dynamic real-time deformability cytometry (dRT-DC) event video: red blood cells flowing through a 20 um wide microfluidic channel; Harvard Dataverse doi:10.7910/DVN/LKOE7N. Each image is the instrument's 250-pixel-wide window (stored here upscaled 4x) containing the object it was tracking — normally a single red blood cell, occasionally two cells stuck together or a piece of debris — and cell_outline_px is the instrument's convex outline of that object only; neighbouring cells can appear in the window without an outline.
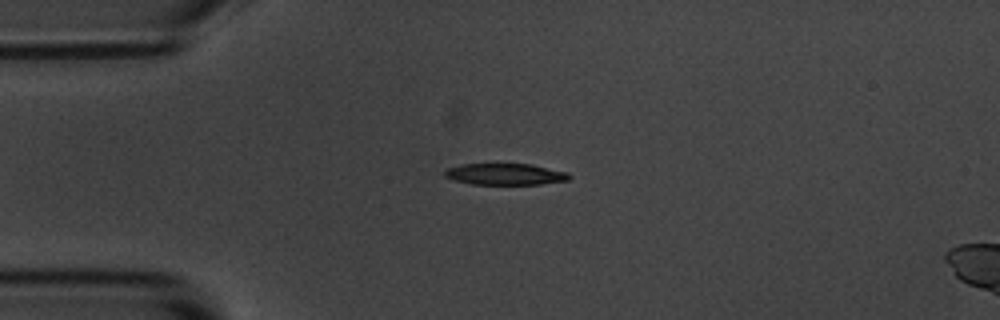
{"species": "common noctule bat (a hibernating species)", "species_latin": "Nyctalus noctula", "temperature_condition": "room temperature", "stored_images_in_passage": 12, "camera_frame_rate_fps": 3000, "um_per_image_px": 0.085, "animal": {"sex": "male", "body_mass_g": 20.1, "forearm_length_mm": 53.5}, "frame": {"image": 1, "passage_image": 1, "time_ms": 0.0, "image_size_px": [1000, 320], "cell_outline_px": [[572, 176], [568, 180], [540, 184], [472, 184], [456, 180], [444, 176], [444, 172], [448, 168], [464, 164], [532, 164], [568, 172]], "centroid_in_image_um": [42.99, 14.8], "position_along_channel_um": 42.0, "area_um2": 15.43}}
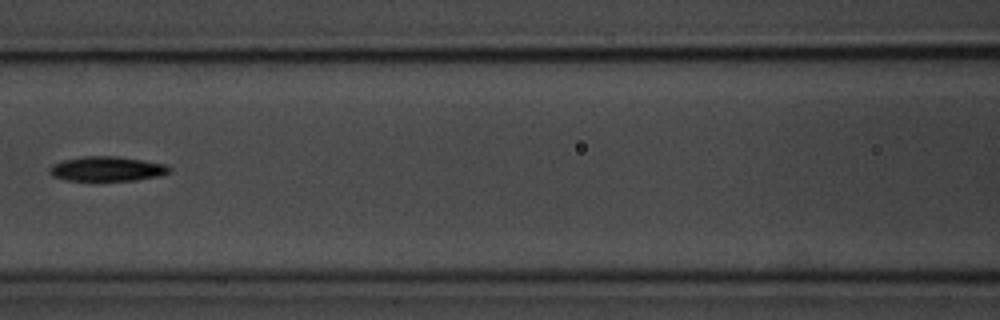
{"frame": {"image": 2, "passage_image": 4, "time_ms": 3.667, "image_size_px": [1000, 320], "cell_outline_px": [[172, 172], [160, 176], [136, 180], [64, 180], [52, 176], [48, 172], [48, 168], [52, 164], [64, 160], [84, 156], [116, 156], [164, 164], [172, 168]], "centroid_in_image_um": [9.08, 14.35], "position_along_channel_um": 157.5, "area_um2": 17.22}}
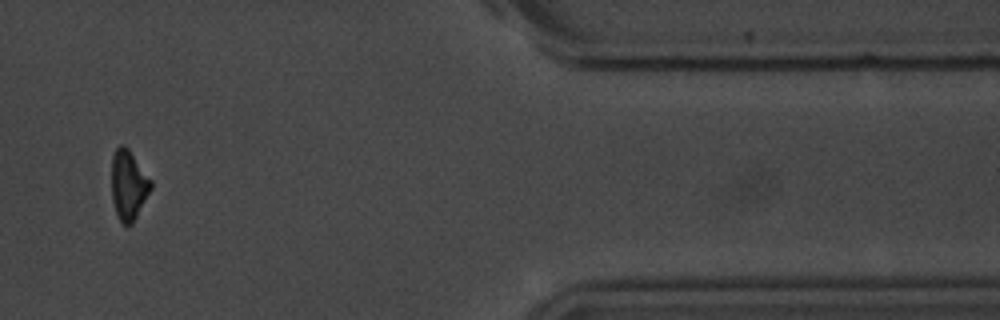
{"frame": {"image": 3, "passage_image": 10, "time_ms": 11.333, "image_size_px": [1000, 320], "cell_outline_px": [[152, 188], [132, 224], [124, 224], [120, 220], [116, 212], [112, 196], [112, 156], [116, 148], [120, 144], [124, 144], [128, 148], [152, 180]], "centroid_in_image_um": [10.93, 15.69], "position_along_channel_um": 400.5, "area_um2": 15.84}, "authors_computed_cell_mechanics": {"area_um2": 16.5308, "velocity_mm_per_s": 3.6816, "shape_relaxation_time_tau1_ms": 3.3384, "shape_relaxation_time_tau2_ms": null, "deformation_change_tau1": 0.1011, "deformation_change_tau2": null}}